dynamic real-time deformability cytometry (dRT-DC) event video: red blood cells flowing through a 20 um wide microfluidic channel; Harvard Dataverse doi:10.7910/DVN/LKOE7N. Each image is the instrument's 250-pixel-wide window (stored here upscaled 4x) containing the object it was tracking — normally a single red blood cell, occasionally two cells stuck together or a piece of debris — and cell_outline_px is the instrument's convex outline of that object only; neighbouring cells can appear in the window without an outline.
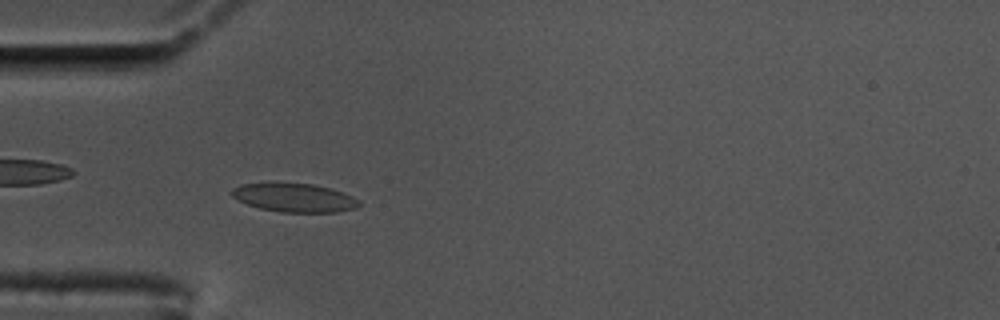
{"species": "common noctule bat (a hibernating species)", "species_latin": "Nyctalus noctula", "temperature_condition": "cold", "stored_images_in_passage": 46, "camera_frame_rate_fps": 3000, "um_per_image_px": 0.085, "animal": {"sex": "male", "body_mass_g": 17.5, "forearm_length_mm": 52.3}, "frame": {"image": 1, "passage_image": 5, "time_ms": 1.333, "image_size_px": [1000, 320], "cell_outline_px": [[360, 204], [356, 208], [336, 212], [280, 212], [260, 208], [248, 204], [232, 196], [228, 192], [232, 188], [240, 184], [312, 184], [328, 188], [352, 196], [360, 200]], "centroid_in_image_um": [25.01, 16.82], "position_along_channel_um": 60.0, "area_um2": 20.81}}
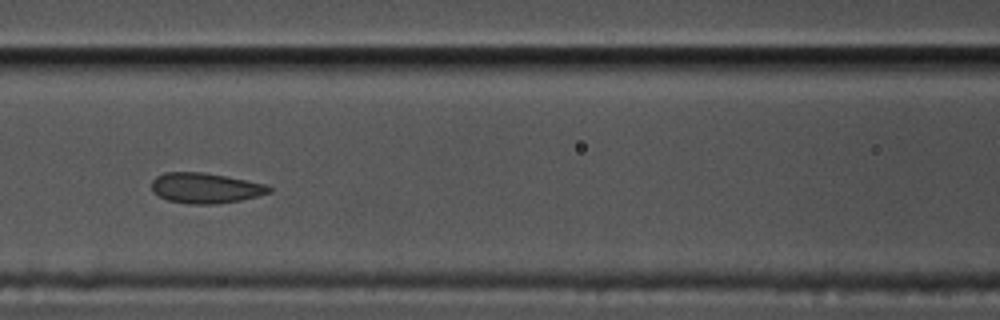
{"frame": {"image": 2, "passage_image": 13, "time_ms": 4.0, "image_size_px": [1000, 320], "cell_outline_px": [[272, 192], [240, 200], [216, 204], [188, 204], [168, 200], [152, 192], [152, 180], [156, 176], [164, 172], [200, 172], [224, 176], [264, 184], [272, 188]], "centroid_in_image_um": [17.42, 15.99], "position_along_channel_um": 149.2, "area_um2": 20.58}}
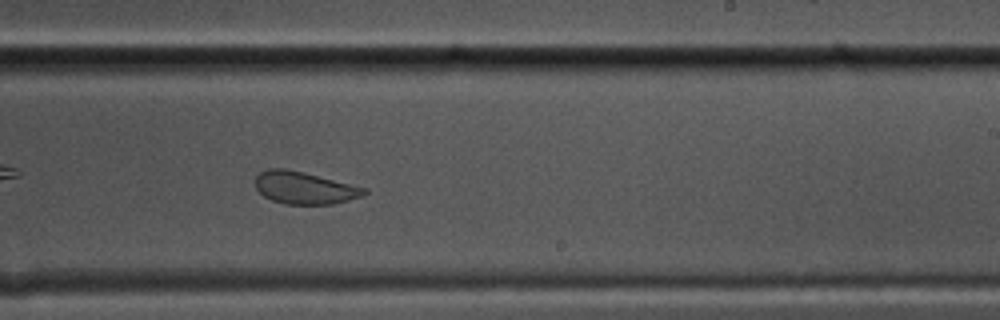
{"frame": {"image": 3, "passage_image": 23, "time_ms": 7.333, "image_size_px": [1000, 320], "cell_outline_px": [[368, 192], [360, 196], [348, 200], [332, 204], [284, 204], [272, 200], [264, 196], [256, 188], [256, 176], [260, 172], [268, 168], [284, 168], [304, 172], [368, 188]], "centroid_in_image_um": [25.88, 15.96], "position_along_channel_um": 263.1, "area_um2": 20.46}}